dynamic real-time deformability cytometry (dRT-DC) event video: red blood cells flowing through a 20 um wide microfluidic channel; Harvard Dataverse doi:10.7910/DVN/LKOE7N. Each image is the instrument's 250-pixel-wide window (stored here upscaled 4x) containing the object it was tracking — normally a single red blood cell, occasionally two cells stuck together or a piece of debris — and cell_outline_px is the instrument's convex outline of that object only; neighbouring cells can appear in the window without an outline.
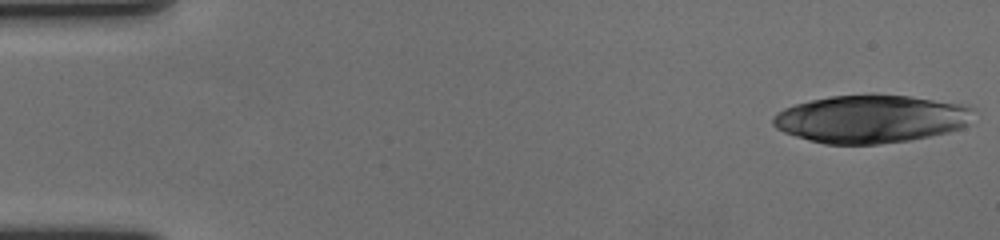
{"species": "human", "species_latin": "Homo sapiens", "temperature_condition": "cold", "stored_images_in_passage": 57, "camera_frame_rate_fps": 3000, "um_per_image_px": 0.085, "donor": {"sex": "female"}, "frame": {"image": 1, "passage_image": 1, "time_ms": 0.0, "image_size_px": [1000, 240], "cell_outline_px": [[976, 108], [968, 124], [964, 128], [948, 132], [908, 140], [880, 144], [824, 144], [808, 140], [784, 132], [776, 128], [772, 124], [772, 116], [776, 112], [784, 108], [796, 104], [812, 100], [832, 96], [872, 92], [876, 92], [908, 96], [960, 104]], "centroid_in_image_um": [74.02, 10.09], "position_along_channel_um": 11.0, "area_um2": 56.64}}
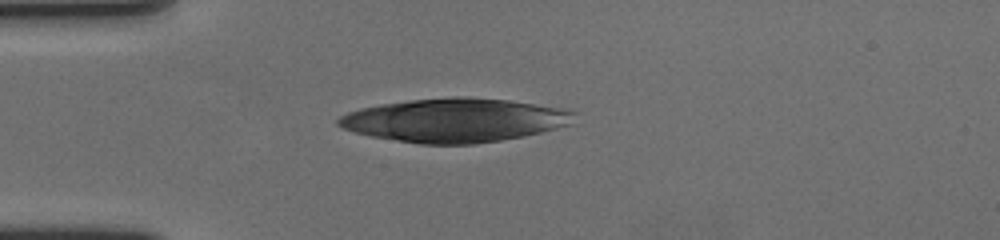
{"frame": {"image": 2, "passage_image": 15, "time_ms": 4.667, "image_size_px": [1000, 240], "cell_outline_px": [[576, 112], [572, 124], [524, 136], [476, 144], [420, 144], [372, 136], [356, 132], [344, 128], [336, 124], [336, 120], [340, 116], [348, 112], [360, 108], [380, 104], [408, 100], [452, 96], [464, 96], [508, 100], [568, 108]], "centroid_in_image_um": [38.69, 10.2], "position_along_channel_um": 46.3, "area_um2": 60.34}}